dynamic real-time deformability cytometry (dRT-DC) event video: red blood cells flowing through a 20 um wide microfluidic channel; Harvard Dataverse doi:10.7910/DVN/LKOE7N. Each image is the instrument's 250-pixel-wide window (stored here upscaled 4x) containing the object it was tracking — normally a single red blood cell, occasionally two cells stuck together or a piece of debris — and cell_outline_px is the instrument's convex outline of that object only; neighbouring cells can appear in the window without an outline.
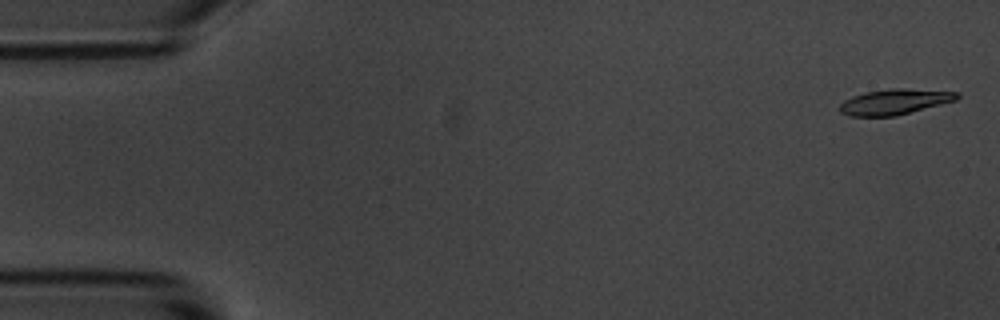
{"species": "common noctule bat (a hibernating species)", "species_latin": "Nyctalus noctula", "temperature_condition": "room temperature", "stored_images_in_passage": 55, "camera_frame_rate_fps": 3000, "um_per_image_px": 0.085, "animal": {"sex": "male", "body_mass_g": 20.1, "forearm_length_mm": 53.5}, "frame": {"image": 1, "passage_image": 2, "time_ms": 0.333, "image_size_px": [1000, 320], "cell_outline_px": [[960, 96], [956, 100], [896, 116], [848, 116], [840, 112], [840, 104], [844, 100], [852, 96], [868, 92], [892, 88], [904, 88], [960, 92]], "centroid_in_image_um": [76.05, 8.65], "position_along_channel_um": 8.9, "area_um2": 17.34}}
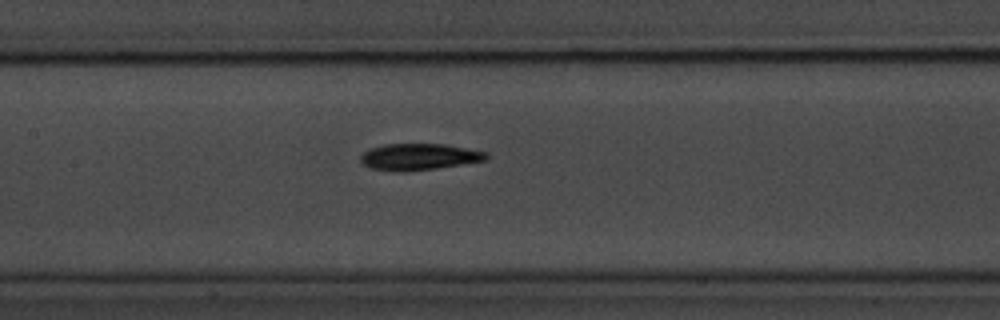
{"frame": {"image": 2, "passage_image": 26, "time_ms": 8.333, "image_size_px": [1000, 320], "cell_outline_px": [[488, 156], [484, 160], [436, 168], [404, 172], [396, 172], [372, 168], [364, 164], [360, 160], [360, 156], [368, 148], [384, 144], [444, 144], [488, 152]], "centroid_in_image_um": [35.57, 13.32], "position_along_channel_um": 171.8, "area_um2": 19.31}}
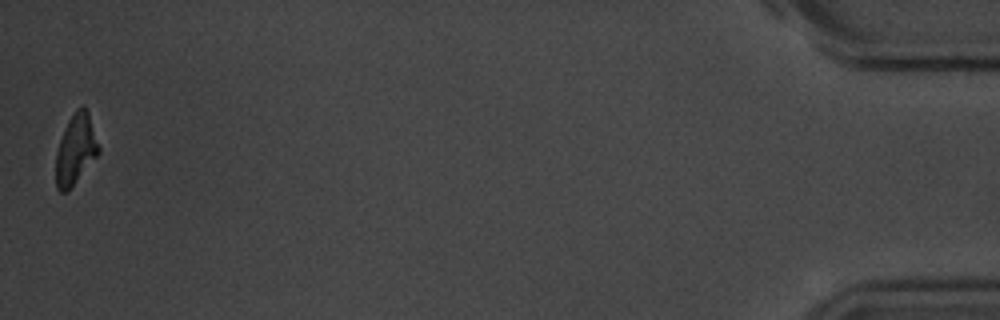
{"frame": {"image": 3, "passage_image": 55, "time_ms": 18.0, "image_size_px": [1000, 320], "cell_outline_px": [[100, 152], [68, 192], [60, 192], [56, 188], [56, 152], [60, 140], [68, 120], [76, 108], [84, 104], [88, 112], [100, 148]], "centroid_in_image_um": [6.43, 12.71], "position_along_channel_um": 428.8, "area_um2": 17.51}, "authors_computed_cell_mechanics": {"area_um2": 18.496, "velocity_mm_per_s": 3.6375, "shape_relaxation_time_tau1_ms": 3.7558, "shape_relaxation_time_tau2_ms": 6.6255, "deformation_change_tau1": 0.1785, "deformation_change_tau2": 0.1537}}